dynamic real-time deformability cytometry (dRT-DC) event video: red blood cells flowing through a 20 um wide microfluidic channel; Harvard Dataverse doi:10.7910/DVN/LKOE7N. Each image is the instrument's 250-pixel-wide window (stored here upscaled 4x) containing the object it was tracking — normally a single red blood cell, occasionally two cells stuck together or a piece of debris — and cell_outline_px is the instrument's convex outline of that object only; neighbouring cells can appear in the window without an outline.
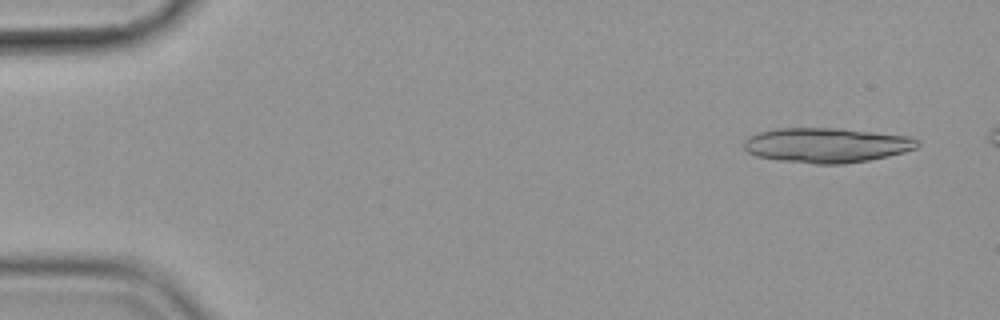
{"species": "common noctule bat (a hibernating species)", "species_latin": "Nyctalus noctula", "temperature_condition": "cold", "stored_images_in_passage": 43, "camera_frame_rate_fps": 3000, "um_per_image_px": 0.085, "animal": {"sex": "female", "body_mass_g": 19.9}, "frame": {"image": 1, "passage_image": 1, "time_ms": 0.0, "image_size_px": [1000, 320], "cell_outline_px": [[920, 144], [916, 148], [904, 152], [888, 156], [868, 160], [844, 164], [816, 164], [780, 160], [756, 156], [748, 152], [744, 148], [744, 140], [748, 136], [760, 132], [776, 128], [840, 128], [912, 136], [920, 140]], "centroid_in_image_um": [70.29, 12.33], "position_along_channel_um": 14.7, "area_um2": 35.43}}
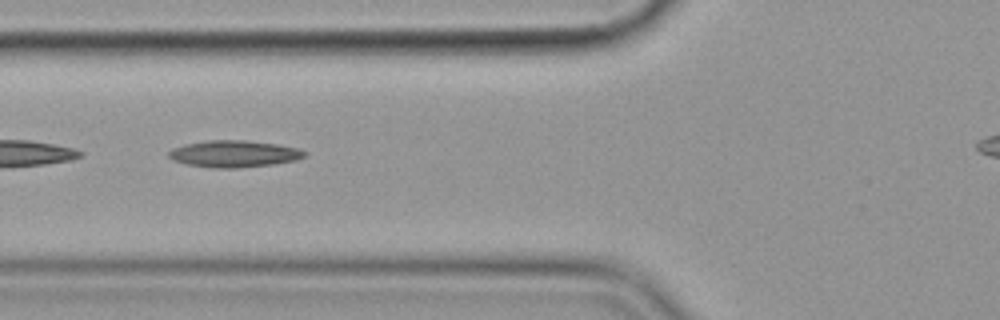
{"frame": {"image": 2, "passage_image": 19, "time_ms": 6.0, "image_size_px": [1000, 320], "cell_outline_px": [[308, 152], [304, 156], [296, 160], [272, 164], [236, 168], [212, 168], [188, 164], [172, 160], [168, 156], [168, 152], [172, 148], [184, 144], [208, 140], [244, 140], [276, 144], [296, 148]], "centroid_in_image_um": [19.86, 13.07], "position_along_channel_um": 105.9, "area_um2": 21.1}}